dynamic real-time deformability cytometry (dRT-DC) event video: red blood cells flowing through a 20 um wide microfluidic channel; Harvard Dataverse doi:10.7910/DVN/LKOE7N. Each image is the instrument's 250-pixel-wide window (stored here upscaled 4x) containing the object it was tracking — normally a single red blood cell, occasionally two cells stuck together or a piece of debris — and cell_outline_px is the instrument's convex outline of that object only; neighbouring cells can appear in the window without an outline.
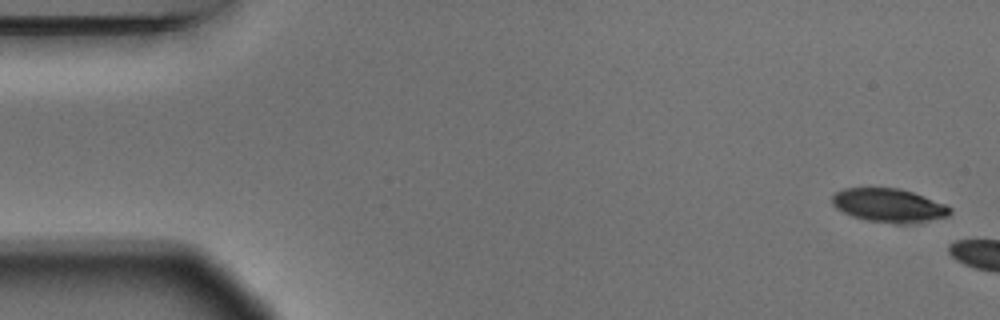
{"species": "Egyptian fruit bat (a non-hibernating species)", "species_latin": "Rousettus aegyptiacus", "temperature_condition": "warm", "stored_images_in_passage": 2, "camera_frame_rate_fps": 3000, "um_per_image_px": 0.085, "animal": {"sex": "male"}, "frame": {"image": 1, "passage_image": 1, "time_ms": 0.0, "image_size_px": [1000, 320], "cell_outline_px": [[952, 212], [948, 216], [904, 224], [896, 224], [868, 220], [852, 216], [836, 208], [832, 204], [832, 196], [836, 192], [844, 188], [900, 188], [924, 196], [944, 204], [952, 208]], "centroid_in_image_um": [75.54, 17.45], "position_along_channel_um": 9.5, "area_um2": 22.89}}